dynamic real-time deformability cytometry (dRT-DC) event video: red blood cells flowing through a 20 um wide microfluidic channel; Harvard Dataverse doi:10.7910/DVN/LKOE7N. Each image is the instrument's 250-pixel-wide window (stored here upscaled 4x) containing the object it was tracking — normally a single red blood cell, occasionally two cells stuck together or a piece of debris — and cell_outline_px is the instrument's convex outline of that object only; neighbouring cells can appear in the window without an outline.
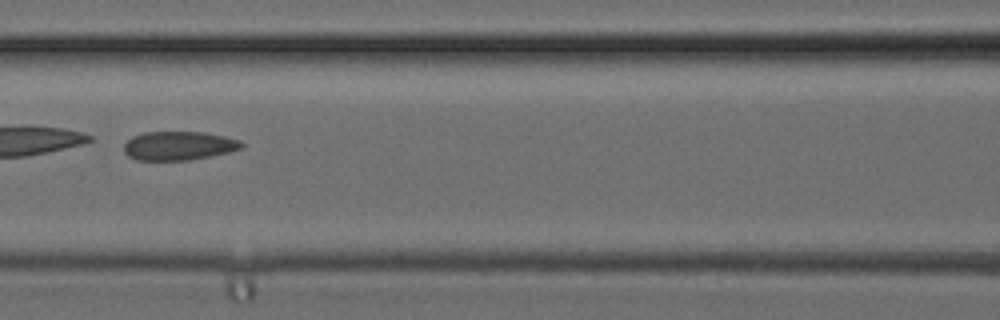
{"species": "common noctule bat (a hibernating species)", "species_latin": "Nyctalus noctula", "temperature_condition": "cold", "stored_images_in_passage": 34, "camera_frame_rate_fps": 3000, "um_per_image_px": 0.085, "animal": {"sex": "female", "body_mass_g": 24.6, "forearm_length_mm": 56.2}, "frame": {"image": 1, "passage_image": 15, "time_ms": 4.667, "image_size_px": [1000, 320], "cell_outline_px": [[244, 148], [228, 152], [192, 160], [136, 160], [128, 156], [124, 152], [124, 144], [132, 136], [144, 132], [204, 132], [224, 136], [240, 140], [244, 144]], "centroid_in_image_um": [15.2, 12.39], "position_along_channel_um": 151.4, "area_um2": 19.88}}
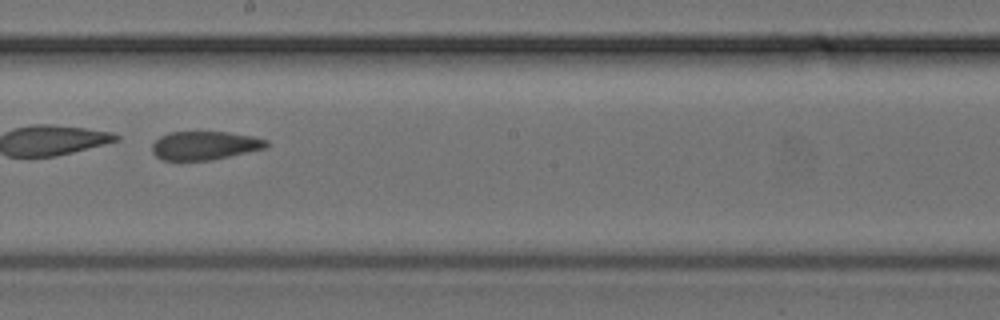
{"frame": {"image": 2, "passage_image": 19, "time_ms": 6.0, "image_size_px": [1000, 320], "cell_outline_px": [[268, 144], [264, 148], [212, 160], [164, 160], [156, 156], [152, 152], [152, 144], [160, 136], [168, 132], [228, 132], [252, 136], [268, 140]], "centroid_in_image_um": [17.37, 12.36], "position_along_channel_um": 230.8, "area_um2": 18.9}}